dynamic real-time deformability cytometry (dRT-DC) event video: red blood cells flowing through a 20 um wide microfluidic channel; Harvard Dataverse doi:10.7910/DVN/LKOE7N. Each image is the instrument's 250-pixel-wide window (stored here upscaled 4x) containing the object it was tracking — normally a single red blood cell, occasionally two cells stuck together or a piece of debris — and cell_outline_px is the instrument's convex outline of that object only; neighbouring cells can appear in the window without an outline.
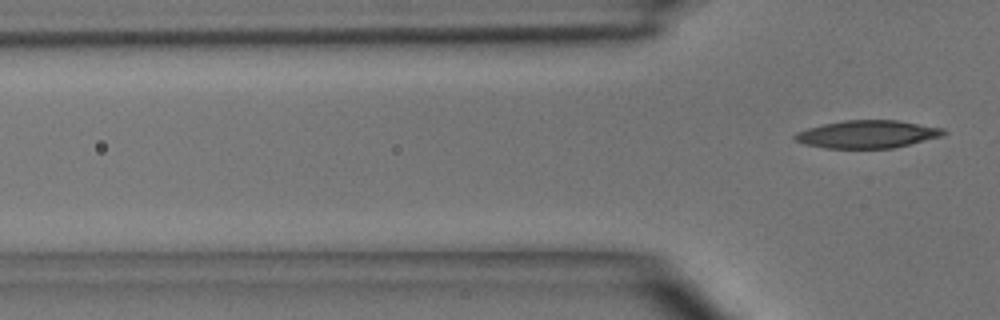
{"species": "common noctule bat (a hibernating species)", "species_latin": "Nyctalus noctula", "temperature_condition": "room temperature", "stored_images_in_passage": 5, "camera_frame_rate_fps": 3000, "um_per_image_px": 0.085, "animal": {"sex": "male", "body_mass_g": 15.6}, "frame": {"image": 1, "passage_image": 5, "time_ms": 5.667, "image_size_px": [1000, 320], "cell_outline_px": [[948, 132], [940, 136], [892, 148], [824, 148], [804, 144], [796, 140], [792, 136], [796, 132], [808, 128], [824, 124], [844, 120], [896, 120], [944, 128]], "centroid_in_image_um": [73.69, 11.4], "position_along_channel_um": 52.1, "area_um2": 23.81}}